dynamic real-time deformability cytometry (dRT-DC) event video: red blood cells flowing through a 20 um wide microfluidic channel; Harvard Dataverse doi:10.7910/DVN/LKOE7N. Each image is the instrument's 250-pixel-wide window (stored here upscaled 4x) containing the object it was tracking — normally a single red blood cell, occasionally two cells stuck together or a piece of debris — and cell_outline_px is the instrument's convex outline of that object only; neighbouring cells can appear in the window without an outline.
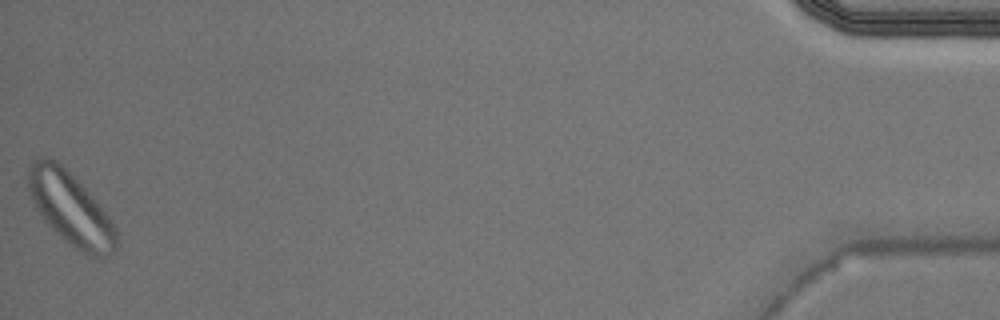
{"species": "Egyptian fruit bat (a non-hibernating species)", "species_latin": "Rousettus aegyptiacus", "temperature_condition": "warm", "stored_images_in_passage": 41, "camera_frame_rate_fps": 3000, "um_per_image_px": 0.085, "animal": {"sex": "male"}, "frame": {"image": 1, "passage_image": 41, "time_ms": 13.333, "image_size_px": [1000, 320], "cell_outline_px": [[116, 248], [112, 252], [104, 256], [92, 256], [72, 248], [44, 220], [36, 208], [28, 188], [28, 168], [40, 156], [48, 156], [56, 160], [96, 200], [116, 228]], "centroid_in_image_um": [5.98, 17.74], "position_along_channel_um": 429.2, "area_um2": 36.53}}